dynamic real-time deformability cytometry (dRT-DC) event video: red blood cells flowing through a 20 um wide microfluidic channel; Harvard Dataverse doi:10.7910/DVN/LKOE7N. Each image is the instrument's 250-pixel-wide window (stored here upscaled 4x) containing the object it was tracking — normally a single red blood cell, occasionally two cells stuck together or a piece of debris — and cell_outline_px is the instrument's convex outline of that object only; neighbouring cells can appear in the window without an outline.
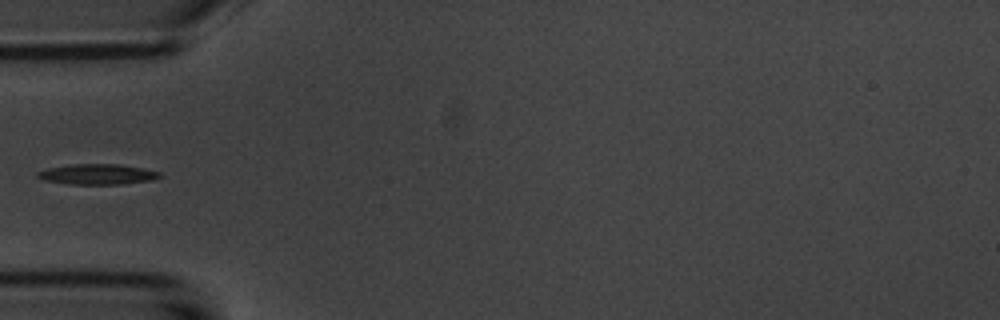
{"species": "common noctule bat (a hibernating species)", "species_latin": "Nyctalus noctula", "temperature_condition": "room temperature", "stored_images_in_passage": 7, "camera_frame_rate_fps": 3000, "um_per_image_px": 0.085, "animal": {"sex": "male", "body_mass_g": 20.1, "forearm_length_mm": 53.5}, "frame": {"image": 1, "passage_image": 6, "time_ms": 6.0, "image_size_px": [1000, 320], "cell_outline_px": [[160, 176], [152, 180], [120, 184], [68, 184], [44, 180], [36, 176], [36, 172], [48, 168], [76, 164], [116, 164], [140, 168], [160, 172]], "centroid_in_image_um": [8.23, 14.82], "position_along_channel_um": 76.8, "area_um2": 14.28}}
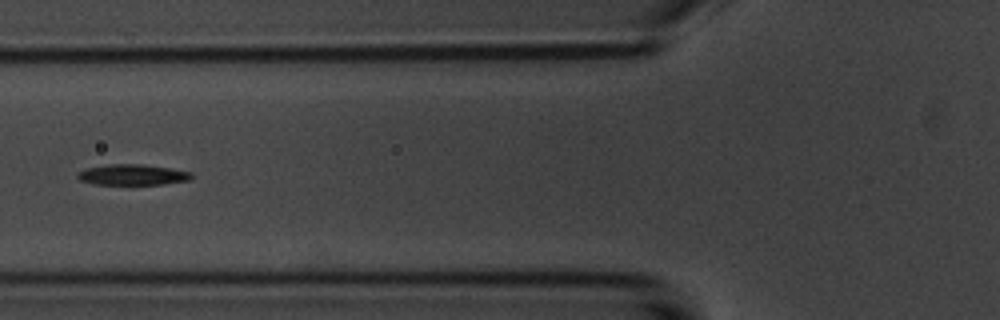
{"frame": {"image": 2, "passage_image": 7, "time_ms": 7.0, "image_size_px": [1000, 320], "cell_outline_px": [[192, 180], [164, 184], [96, 184], [80, 180], [76, 176], [80, 172], [88, 168], [108, 164], [140, 164], [168, 168], [192, 172]], "centroid_in_image_um": [11.31, 14.85], "position_along_channel_um": 114.5, "area_um2": 13.58}}